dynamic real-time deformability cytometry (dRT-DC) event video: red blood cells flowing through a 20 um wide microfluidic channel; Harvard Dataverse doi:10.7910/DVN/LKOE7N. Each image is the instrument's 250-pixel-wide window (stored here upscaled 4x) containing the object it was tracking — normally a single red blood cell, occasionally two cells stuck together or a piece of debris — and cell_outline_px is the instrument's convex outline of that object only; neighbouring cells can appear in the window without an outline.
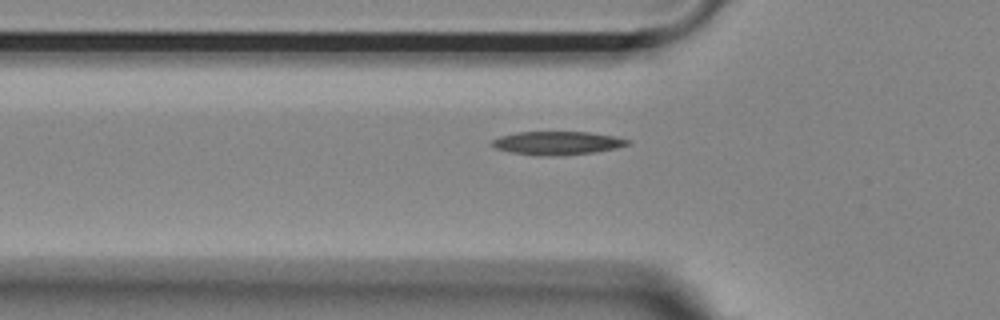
{"species": "Egyptian fruit bat (a non-hibernating species)", "species_latin": "Rousettus aegyptiacus", "temperature_condition": "room temperature", "stored_images_in_passage": 33, "camera_frame_rate_fps": 3000, "um_per_image_px": 0.085, "animal": {"sex": "female"}, "frame": {"image": 1, "passage_image": 2, "time_ms": 0.333, "image_size_px": [1000, 320], "cell_outline_px": [[632, 144], [616, 148], [596, 152], [560, 156], [536, 156], [512, 152], [496, 148], [492, 144], [492, 140], [500, 136], [516, 132], [588, 132], [616, 136], [632, 140]], "centroid_in_image_um": [47.44, 12.16], "position_along_channel_um": 78.4, "area_um2": 18.73}}
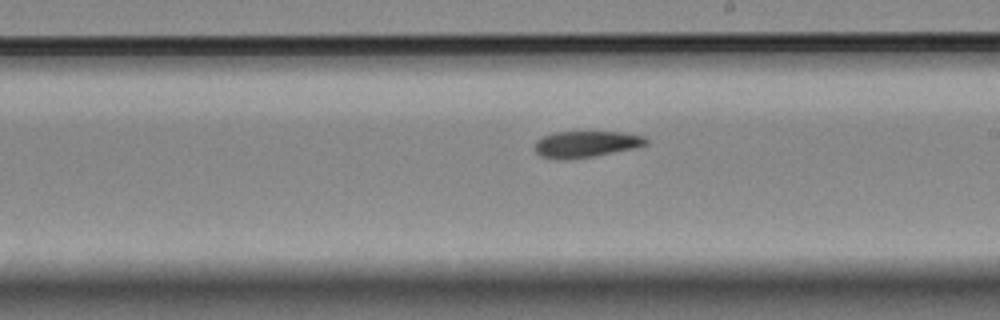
{"frame": {"image": 2, "passage_image": 15, "time_ms": 4.667, "image_size_px": [1000, 320], "cell_outline_px": [[648, 144], [632, 148], [592, 156], [568, 160], [564, 160], [540, 156], [536, 152], [536, 140], [544, 136], [556, 132], [620, 132], [644, 136], [648, 140]], "centroid_in_image_um": [49.8, 12.25], "position_along_channel_um": 239.2, "area_um2": 16.82}}
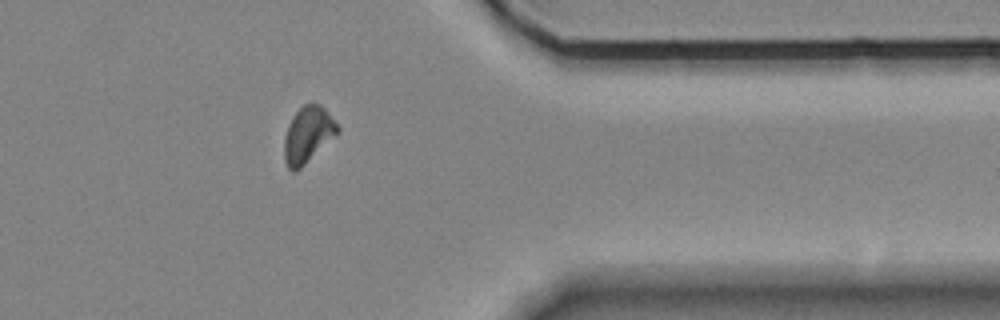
{"frame": {"image": 3, "passage_image": 28, "time_ms": 9.0, "image_size_px": [1000, 320], "cell_outline_px": [[340, 132], [296, 172], [292, 172], [288, 168], [284, 160], [284, 140], [288, 124], [292, 116], [304, 104], [312, 100], [320, 104], [324, 108], [340, 128]], "centroid_in_image_um": [26.16, 11.43], "position_along_channel_um": 385.2, "area_um2": 17.63}, "authors_computed_cell_mechanics": {"area_um2": 17.4556, "velocity_mm_per_s": 3.6922, "shape_relaxation_time_tau1_ms": 3.5601, "shape_relaxation_time_tau2_ms": null, "deformation_change_tau1": 0.1453, "deformation_change_tau2": null}}